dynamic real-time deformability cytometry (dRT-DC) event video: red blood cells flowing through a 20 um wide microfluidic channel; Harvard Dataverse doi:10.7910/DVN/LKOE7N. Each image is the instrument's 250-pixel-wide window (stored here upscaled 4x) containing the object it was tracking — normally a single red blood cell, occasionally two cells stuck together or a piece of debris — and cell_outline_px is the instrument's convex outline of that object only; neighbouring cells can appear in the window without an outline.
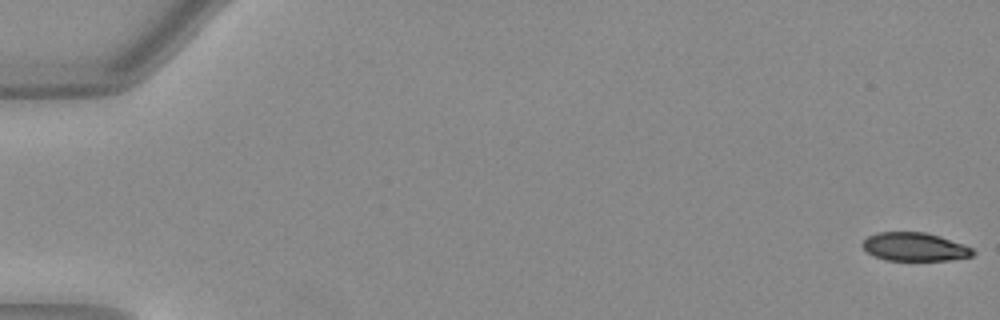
{"species": "Egyptian fruit bat (a non-hibernating species)", "species_latin": "Rousettus aegyptiacus", "temperature_condition": "warm", "stored_images_in_passage": 9, "camera_frame_rate_fps": 3000, "um_per_image_px": 0.085, "animal": {"sex": "female"}, "frame": {"image": 1, "passage_image": 1, "time_ms": 0.0, "image_size_px": [1000, 320], "cell_outline_px": [[976, 252], [972, 256], [948, 260], [888, 260], [872, 256], [860, 244], [868, 236], [876, 232], [924, 232], [940, 236], [972, 248]], "centroid_in_image_um": [77.71, 20.98], "position_along_channel_um": 7.3, "area_um2": 18.21}}